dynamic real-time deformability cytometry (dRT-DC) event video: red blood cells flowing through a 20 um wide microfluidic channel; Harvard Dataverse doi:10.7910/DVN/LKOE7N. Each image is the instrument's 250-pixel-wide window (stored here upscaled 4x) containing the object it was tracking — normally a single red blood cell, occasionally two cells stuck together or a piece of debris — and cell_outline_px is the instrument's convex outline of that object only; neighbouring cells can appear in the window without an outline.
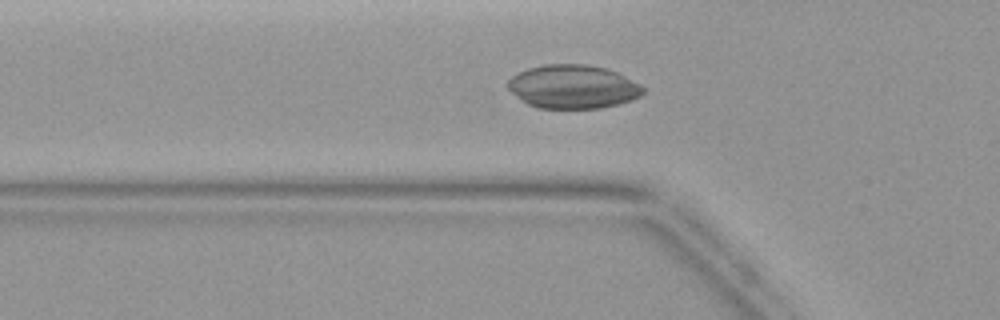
{"species": "common noctule bat (a hibernating species)", "species_latin": "Nyctalus noctula", "temperature_condition": "warm", "stored_images_in_passage": 45, "camera_frame_rate_fps": 3000, "um_per_image_px": 0.085, "animal": {"sex": "female", "body_mass_g": 19.9}, "frame": {"image": 1, "passage_image": 15, "time_ms": 4.667, "image_size_px": [1000, 320], "cell_outline_px": [[644, 92], [640, 96], [632, 100], [600, 108], [536, 108], [520, 100], [508, 88], [508, 80], [512, 76], [528, 68], [544, 64], [584, 64], [604, 68], [616, 72], [640, 84], [644, 88]], "centroid_in_image_um": [48.68, 7.37], "position_along_channel_um": 77.1, "area_um2": 34.22}}
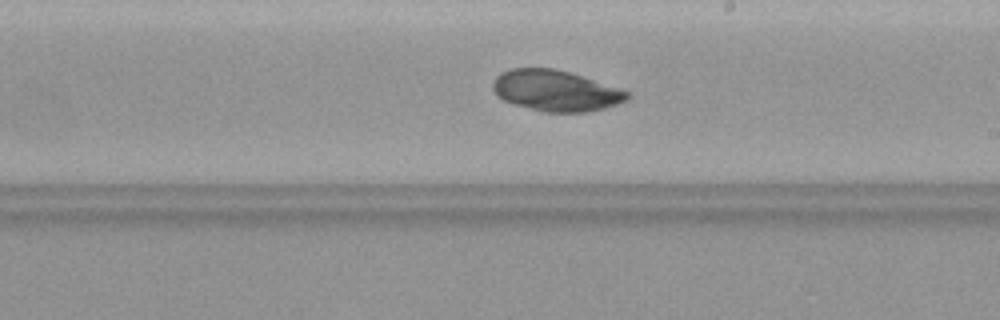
{"frame": {"image": 2, "passage_image": 26, "time_ms": 8.333, "image_size_px": [1000, 320], "cell_outline_px": [[632, 96], [628, 100], [604, 108], [588, 112], [544, 112], [516, 104], [504, 100], [496, 96], [492, 88], [492, 84], [496, 76], [500, 72], [512, 68], [552, 68], [568, 72], [620, 88], [628, 92]], "centroid_in_image_um": [47.23, 7.71], "position_along_channel_um": 241.8, "area_um2": 31.96}}
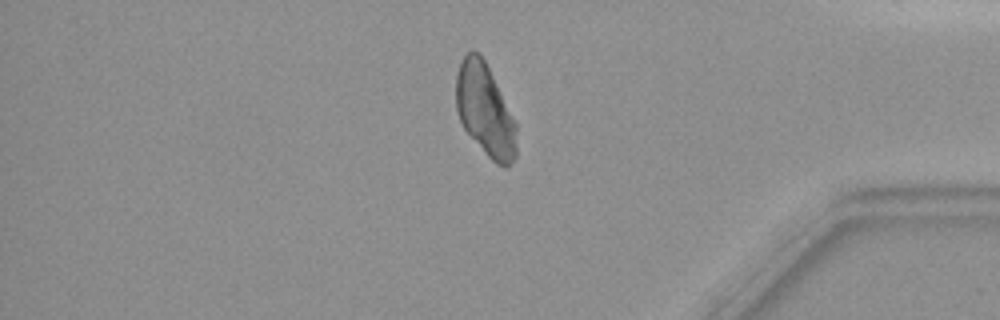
{"frame": {"image": 3, "passage_image": 38, "time_ms": 12.333, "image_size_px": [1000, 320], "cell_outline_px": [[516, 156], [508, 168], [504, 168], [496, 164], [488, 156], [464, 128], [460, 120], [456, 108], [456, 72], [460, 60], [468, 52], [480, 52], [516, 124]], "centroid_in_image_um": [41.21, 9.38], "position_along_channel_um": 394.0, "area_um2": 32.02}}